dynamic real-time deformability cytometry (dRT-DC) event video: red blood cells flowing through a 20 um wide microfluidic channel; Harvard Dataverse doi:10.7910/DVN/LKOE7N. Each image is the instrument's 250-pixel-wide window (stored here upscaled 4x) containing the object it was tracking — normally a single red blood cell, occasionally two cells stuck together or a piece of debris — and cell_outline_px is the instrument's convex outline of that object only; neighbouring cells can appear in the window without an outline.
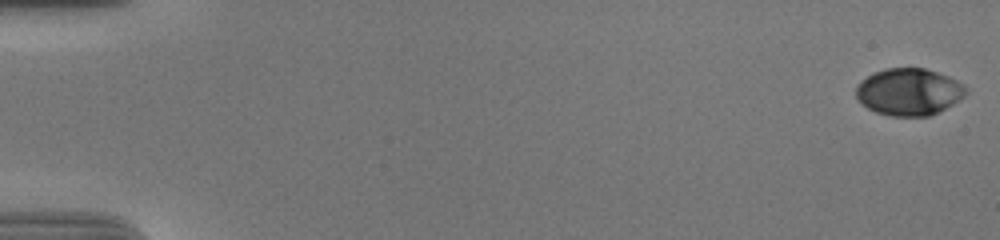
{"species": "human", "species_latin": "Homo sapiens", "temperature_condition": "cold", "stored_images_in_passage": 56, "camera_frame_rate_fps": 3000, "um_per_image_px": 0.085, "donor": {"sex": "male"}, "frame": {"image": 1, "passage_image": 1, "time_ms": 0.0, "image_size_px": [1000, 240], "cell_outline_px": [[968, 92], [960, 100], [928, 116], [892, 116], [876, 112], [868, 108], [856, 96], [856, 84], [860, 80], [884, 68], [924, 68], [948, 76], [964, 84]], "centroid_in_image_um": [77.26, 7.8], "position_along_channel_um": 7.7, "area_um2": 29.94}}
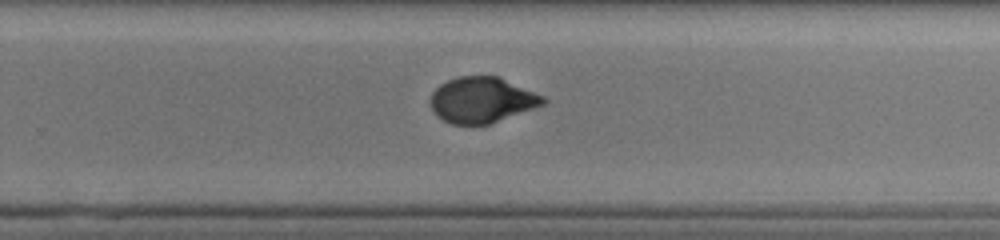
{"frame": {"image": 2, "passage_image": 38, "time_ms": 12.333, "image_size_px": [1000, 240], "cell_outline_px": [[548, 100], [544, 104], [492, 124], [452, 124], [436, 116], [432, 112], [432, 92], [440, 84], [448, 80], [460, 76], [500, 76], [544, 96]], "centroid_in_image_um": [40.99, 8.49], "position_along_channel_um": 288.8, "area_um2": 30.06}}
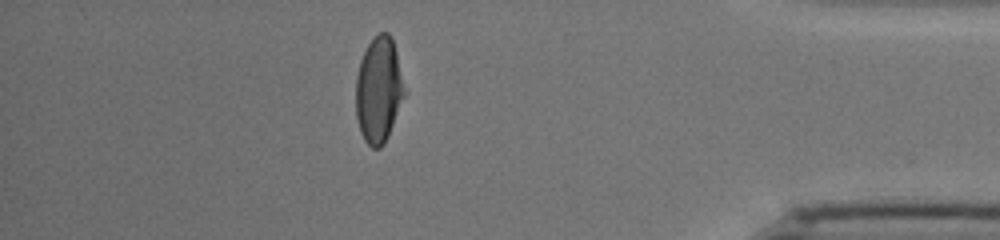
{"frame": {"image": 3, "passage_image": 50, "time_ms": 16.333, "image_size_px": [1000, 240], "cell_outline_px": [[408, 92], [388, 136], [384, 144], [380, 148], [372, 148], [364, 140], [360, 132], [356, 116], [356, 76], [360, 60], [368, 44], [380, 32], [388, 32], [392, 36]], "centroid_in_image_um": [32.23, 7.65], "position_along_channel_um": 403.0, "area_um2": 30.63}, "authors_computed_cell_mechanics": {"area_um2": 31.0097, "velocity_mm_per_s": 3.7181, "shape_relaxation_time_tau1_ms": 4.2112, "shape_relaxation_time_tau2_ms": 0.8803, "deformation_change_tau1": 0.1809, "deformation_change_tau2": 0.0412}}